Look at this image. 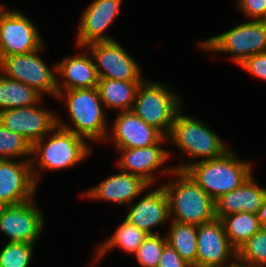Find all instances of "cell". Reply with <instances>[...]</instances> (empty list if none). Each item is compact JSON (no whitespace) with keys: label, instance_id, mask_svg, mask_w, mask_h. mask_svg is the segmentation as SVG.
<instances>
[{"label":"cell","instance_id":"obj_1","mask_svg":"<svg viewBox=\"0 0 266 267\" xmlns=\"http://www.w3.org/2000/svg\"><path fill=\"white\" fill-rule=\"evenodd\" d=\"M236 155L229 149L215 159H200L192 163L183 158L181 164L172 167L185 171L215 201L221 195L241 186L253 174L251 163Z\"/></svg>","mask_w":266,"mask_h":267},{"label":"cell","instance_id":"obj_2","mask_svg":"<svg viewBox=\"0 0 266 267\" xmlns=\"http://www.w3.org/2000/svg\"><path fill=\"white\" fill-rule=\"evenodd\" d=\"M87 143L84 138L58 125L52 130V133L50 132V135L36 141L32 145V156L34 157L31 159L32 164L34 161L37 162L31 166L36 185L41 171L70 168L89 157L92 147Z\"/></svg>","mask_w":266,"mask_h":267},{"label":"cell","instance_id":"obj_3","mask_svg":"<svg viewBox=\"0 0 266 267\" xmlns=\"http://www.w3.org/2000/svg\"><path fill=\"white\" fill-rule=\"evenodd\" d=\"M57 99L67 103V111L74 125L68 126L57 116L58 126L86 140L94 142L107 140L109 128L106 125V113L97 87L58 91Z\"/></svg>","mask_w":266,"mask_h":267},{"label":"cell","instance_id":"obj_4","mask_svg":"<svg viewBox=\"0 0 266 267\" xmlns=\"http://www.w3.org/2000/svg\"><path fill=\"white\" fill-rule=\"evenodd\" d=\"M176 181L163 186L172 221L199 226L216 218L215 201L185 171L173 170ZM173 217V218H172Z\"/></svg>","mask_w":266,"mask_h":267},{"label":"cell","instance_id":"obj_5","mask_svg":"<svg viewBox=\"0 0 266 267\" xmlns=\"http://www.w3.org/2000/svg\"><path fill=\"white\" fill-rule=\"evenodd\" d=\"M178 95L165 84L143 80L132 110L167 137L177 113L182 110V99Z\"/></svg>","mask_w":266,"mask_h":267},{"label":"cell","instance_id":"obj_6","mask_svg":"<svg viewBox=\"0 0 266 267\" xmlns=\"http://www.w3.org/2000/svg\"><path fill=\"white\" fill-rule=\"evenodd\" d=\"M179 150L188 157L210 160L221 157L229 150L227 145L213 132V130L200 120L183 114L180 110L174 120L172 129L167 136Z\"/></svg>","mask_w":266,"mask_h":267},{"label":"cell","instance_id":"obj_7","mask_svg":"<svg viewBox=\"0 0 266 267\" xmlns=\"http://www.w3.org/2000/svg\"><path fill=\"white\" fill-rule=\"evenodd\" d=\"M197 45L206 52L231 54L240 67L248 57L266 51V21L244 22Z\"/></svg>","mask_w":266,"mask_h":267},{"label":"cell","instance_id":"obj_8","mask_svg":"<svg viewBox=\"0 0 266 267\" xmlns=\"http://www.w3.org/2000/svg\"><path fill=\"white\" fill-rule=\"evenodd\" d=\"M39 50L0 60V72L8 78L23 82L41 95L47 93L57 98L56 64L49 68L39 56Z\"/></svg>","mask_w":266,"mask_h":267},{"label":"cell","instance_id":"obj_9","mask_svg":"<svg viewBox=\"0 0 266 267\" xmlns=\"http://www.w3.org/2000/svg\"><path fill=\"white\" fill-rule=\"evenodd\" d=\"M78 48L89 50L99 79L144 80L139 64L116 40L97 41Z\"/></svg>","mask_w":266,"mask_h":267},{"label":"cell","instance_id":"obj_10","mask_svg":"<svg viewBox=\"0 0 266 267\" xmlns=\"http://www.w3.org/2000/svg\"><path fill=\"white\" fill-rule=\"evenodd\" d=\"M37 26L19 10H7L0 17V60L27 54L44 47Z\"/></svg>","mask_w":266,"mask_h":267},{"label":"cell","instance_id":"obj_11","mask_svg":"<svg viewBox=\"0 0 266 267\" xmlns=\"http://www.w3.org/2000/svg\"><path fill=\"white\" fill-rule=\"evenodd\" d=\"M33 201L0 206V231L8 237V242L36 244L39 240L45 216Z\"/></svg>","mask_w":266,"mask_h":267},{"label":"cell","instance_id":"obj_12","mask_svg":"<svg viewBox=\"0 0 266 267\" xmlns=\"http://www.w3.org/2000/svg\"><path fill=\"white\" fill-rule=\"evenodd\" d=\"M236 259L237 251L231 246L221 219L197 226L196 267H227V262Z\"/></svg>","mask_w":266,"mask_h":267},{"label":"cell","instance_id":"obj_13","mask_svg":"<svg viewBox=\"0 0 266 267\" xmlns=\"http://www.w3.org/2000/svg\"><path fill=\"white\" fill-rule=\"evenodd\" d=\"M0 122L5 128L22 135L33 145L57 126V115L35 104L0 111Z\"/></svg>","mask_w":266,"mask_h":267},{"label":"cell","instance_id":"obj_14","mask_svg":"<svg viewBox=\"0 0 266 267\" xmlns=\"http://www.w3.org/2000/svg\"><path fill=\"white\" fill-rule=\"evenodd\" d=\"M31 160L0 159V206H12L35 199L37 185Z\"/></svg>","mask_w":266,"mask_h":267},{"label":"cell","instance_id":"obj_15","mask_svg":"<svg viewBox=\"0 0 266 267\" xmlns=\"http://www.w3.org/2000/svg\"><path fill=\"white\" fill-rule=\"evenodd\" d=\"M168 138L164 136L157 144L142 148H120L117 149L121 154L117 162L122 172L138 175L149 185H154L156 175L153 174L162 168L164 174H171L173 167H164L171 157V152L161 148L160 144L165 143Z\"/></svg>","mask_w":266,"mask_h":267},{"label":"cell","instance_id":"obj_16","mask_svg":"<svg viewBox=\"0 0 266 267\" xmlns=\"http://www.w3.org/2000/svg\"><path fill=\"white\" fill-rule=\"evenodd\" d=\"M108 138L111 139L116 149L142 148L157 144L164 135L155 127L147 124L133 110L117 112L110 127Z\"/></svg>","mask_w":266,"mask_h":267},{"label":"cell","instance_id":"obj_17","mask_svg":"<svg viewBox=\"0 0 266 267\" xmlns=\"http://www.w3.org/2000/svg\"><path fill=\"white\" fill-rule=\"evenodd\" d=\"M123 0H94L84 10L79 24L76 38V47L97 41H112V37L104 31L114 22L120 14Z\"/></svg>","mask_w":266,"mask_h":267},{"label":"cell","instance_id":"obj_18","mask_svg":"<svg viewBox=\"0 0 266 267\" xmlns=\"http://www.w3.org/2000/svg\"><path fill=\"white\" fill-rule=\"evenodd\" d=\"M128 210L125 219L149 235L159 234L152 229L170 220L168 197L162 185L149 191L135 205L129 204Z\"/></svg>","mask_w":266,"mask_h":267},{"label":"cell","instance_id":"obj_19","mask_svg":"<svg viewBox=\"0 0 266 267\" xmlns=\"http://www.w3.org/2000/svg\"><path fill=\"white\" fill-rule=\"evenodd\" d=\"M146 181L138 175L120 172L107 177L97 186L83 192V196L91 200H103L115 202L118 205L126 203L127 206L133 203L145 189L150 188Z\"/></svg>","mask_w":266,"mask_h":267},{"label":"cell","instance_id":"obj_20","mask_svg":"<svg viewBox=\"0 0 266 267\" xmlns=\"http://www.w3.org/2000/svg\"><path fill=\"white\" fill-rule=\"evenodd\" d=\"M83 53L67 56L56 64L57 90H72L81 88H96L98 75L93 57L89 50Z\"/></svg>","mask_w":266,"mask_h":267},{"label":"cell","instance_id":"obj_21","mask_svg":"<svg viewBox=\"0 0 266 267\" xmlns=\"http://www.w3.org/2000/svg\"><path fill=\"white\" fill-rule=\"evenodd\" d=\"M265 198L266 188L260 187L251 175L241 186L215 200L216 218L239 212L258 214Z\"/></svg>","mask_w":266,"mask_h":267},{"label":"cell","instance_id":"obj_22","mask_svg":"<svg viewBox=\"0 0 266 267\" xmlns=\"http://www.w3.org/2000/svg\"><path fill=\"white\" fill-rule=\"evenodd\" d=\"M141 82L99 79L97 88L103 106L106 109H117L120 112L132 110Z\"/></svg>","mask_w":266,"mask_h":267},{"label":"cell","instance_id":"obj_23","mask_svg":"<svg viewBox=\"0 0 266 267\" xmlns=\"http://www.w3.org/2000/svg\"><path fill=\"white\" fill-rule=\"evenodd\" d=\"M149 234L130 224L126 219L118 225L117 229L107 240L98 247L94 253L92 263H98L100 258L105 256L107 252L116 247H120L124 252L136 254L139 246L148 237Z\"/></svg>","mask_w":266,"mask_h":267},{"label":"cell","instance_id":"obj_24","mask_svg":"<svg viewBox=\"0 0 266 267\" xmlns=\"http://www.w3.org/2000/svg\"><path fill=\"white\" fill-rule=\"evenodd\" d=\"M42 95L23 82L0 74V111L41 103Z\"/></svg>","mask_w":266,"mask_h":267},{"label":"cell","instance_id":"obj_25","mask_svg":"<svg viewBox=\"0 0 266 267\" xmlns=\"http://www.w3.org/2000/svg\"><path fill=\"white\" fill-rule=\"evenodd\" d=\"M166 235L167 243L173 247L183 260L196 267L197 226L177 221L170 222Z\"/></svg>","mask_w":266,"mask_h":267},{"label":"cell","instance_id":"obj_26","mask_svg":"<svg viewBox=\"0 0 266 267\" xmlns=\"http://www.w3.org/2000/svg\"><path fill=\"white\" fill-rule=\"evenodd\" d=\"M221 221L226 236L236 251L261 228L258 215L249 212L230 214L222 217Z\"/></svg>","mask_w":266,"mask_h":267},{"label":"cell","instance_id":"obj_27","mask_svg":"<svg viewBox=\"0 0 266 267\" xmlns=\"http://www.w3.org/2000/svg\"><path fill=\"white\" fill-rule=\"evenodd\" d=\"M237 260L252 267H266V227H261L237 250Z\"/></svg>","mask_w":266,"mask_h":267},{"label":"cell","instance_id":"obj_28","mask_svg":"<svg viewBox=\"0 0 266 267\" xmlns=\"http://www.w3.org/2000/svg\"><path fill=\"white\" fill-rule=\"evenodd\" d=\"M32 158V145L22 135L5 128L0 122V159ZM28 157V159H26Z\"/></svg>","mask_w":266,"mask_h":267},{"label":"cell","instance_id":"obj_29","mask_svg":"<svg viewBox=\"0 0 266 267\" xmlns=\"http://www.w3.org/2000/svg\"><path fill=\"white\" fill-rule=\"evenodd\" d=\"M35 244L7 242L0 251V267H29Z\"/></svg>","mask_w":266,"mask_h":267},{"label":"cell","instance_id":"obj_30","mask_svg":"<svg viewBox=\"0 0 266 267\" xmlns=\"http://www.w3.org/2000/svg\"><path fill=\"white\" fill-rule=\"evenodd\" d=\"M166 244V235L164 237L160 236V233L148 235L134 255L137 259V263H139L141 267H158L160 257Z\"/></svg>","mask_w":266,"mask_h":267},{"label":"cell","instance_id":"obj_31","mask_svg":"<svg viewBox=\"0 0 266 267\" xmlns=\"http://www.w3.org/2000/svg\"><path fill=\"white\" fill-rule=\"evenodd\" d=\"M237 6L247 20L266 21V0H237Z\"/></svg>","mask_w":266,"mask_h":267},{"label":"cell","instance_id":"obj_32","mask_svg":"<svg viewBox=\"0 0 266 267\" xmlns=\"http://www.w3.org/2000/svg\"><path fill=\"white\" fill-rule=\"evenodd\" d=\"M240 66L254 77L266 81V51L248 57Z\"/></svg>","mask_w":266,"mask_h":267},{"label":"cell","instance_id":"obj_33","mask_svg":"<svg viewBox=\"0 0 266 267\" xmlns=\"http://www.w3.org/2000/svg\"><path fill=\"white\" fill-rule=\"evenodd\" d=\"M158 267H192L181 258L178 252L168 243L164 246Z\"/></svg>","mask_w":266,"mask_h":267},{"label":"cell","instance_id":"obj_34","mask_svg":"<svg viewBox=\"0 0 266 267\" xmlns=\"http://www.w3.org/2000/svg\"><path fill=\"white\" fill-rule=\"evenodd\" d=\"M258 219L261 227H266V198L264 199L262 206L258 212Z\"/></svg>","mask_w":266,"mask_h":267},{"label":"cell","instance_id":"obj_35","mask_svg":"<svg viewBox=\"0 0 266 267\" xmlns=\"http://www.w3.org/2000/svg\"><path fill=\"white\" fill-rule=\"evenodd\" d=\"M227 267H252V266L241 263L236 259L232 263L230 262V265H228Z\"/></svg>","mask_w":266,"mask_h":267},{"label":"cell","instance_id":"obj_36","mask_svg":"<svg viewBox=\"0 0 266 267\" xmlns=\"http://www.w3.org/2000/svg\"><path fill=\"white\" fill-rule=\"evenodd\" d=\"M7 10L5 9L4 5H0V17L6 12Z\"/></svg>","mask_w":266,"mask_h":267}]
</instances>
